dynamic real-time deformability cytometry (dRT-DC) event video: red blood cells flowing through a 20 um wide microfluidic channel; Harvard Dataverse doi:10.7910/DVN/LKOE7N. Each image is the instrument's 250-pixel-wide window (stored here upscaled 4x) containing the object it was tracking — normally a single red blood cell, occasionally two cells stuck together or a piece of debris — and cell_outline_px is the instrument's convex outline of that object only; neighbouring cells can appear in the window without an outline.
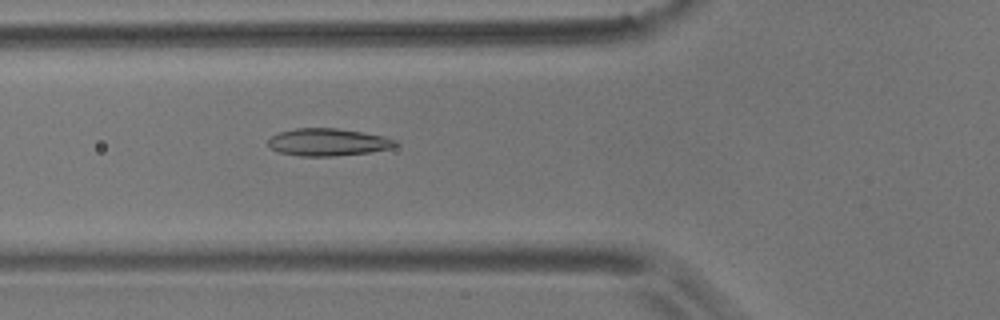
{"species": "common noctule bat (a hibernating species)", "species_latin": "Nyctalus noctula", "temperature_condition": "room temperature", "stored_images_in_passage": 3, "camera_frame_rate_fps": 3000, "um_per_image_px": 0.085, "animal": {"sex": "male", "body_mass_g": 17.9}, "frame": {"image": 1, "passage_image": 3, "time_ms": 0.667, "image_size_px": [1000, 320], "cell_outline_px": [[400, 144], [392, 148], [368, 152], [332, 156], [300, 156], [276, 152], [268, 144], [268, 140], [272, 136], [280, 132], [296, 128], [336, 128], [364, 132], [384, 136], [396, 140]], "centroid_in_image_um": [27.89, 12.08], "position_along_channel_um": 97.9, "area_um2": 20.35}}